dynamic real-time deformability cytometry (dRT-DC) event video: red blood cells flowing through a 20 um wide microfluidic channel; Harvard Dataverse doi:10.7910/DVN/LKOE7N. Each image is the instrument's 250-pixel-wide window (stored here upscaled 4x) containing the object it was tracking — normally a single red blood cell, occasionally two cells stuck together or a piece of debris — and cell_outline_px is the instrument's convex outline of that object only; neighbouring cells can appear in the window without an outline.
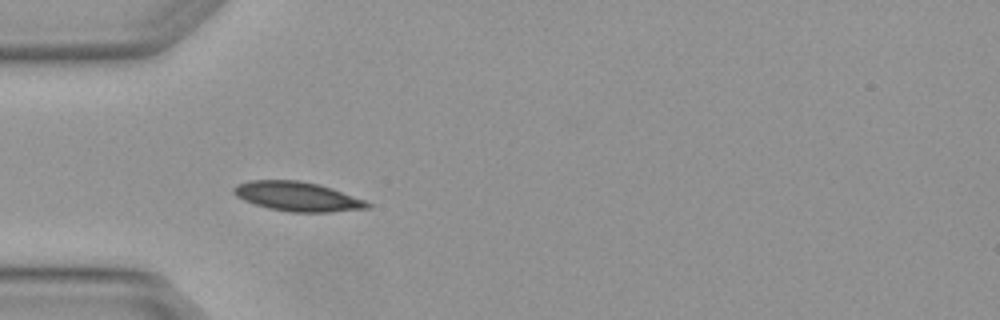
{"species": "Egyptian fruit bat (a non-hibernating species)", "species_latin": "Rousettus aegyptiacus", "temperature_condition": "warm", "stored_images_in_passage": 6, "camera_frame_rate_fps": 3000, "um_per_image_px": 0.085, "animal": {"sex": "female"}, "frame": {"image": 1, "passage_image": 5, "time_ms": 1.333, "image_size_px": [1000, 320], "cell_outline_px": [[372, 204], [368, 208], [332, 212], [288, 212], [268, 208], [244, 200], [236, 196], [232, 192], [232, 188], [236, 184], [252, 180], [300, 180], [320, 184], [332, 188], [364, 200]], "centroid_in_image_um": [25.26, 16.7], "position_along_channel_um": 59.7, "area_um2": 22.95}}
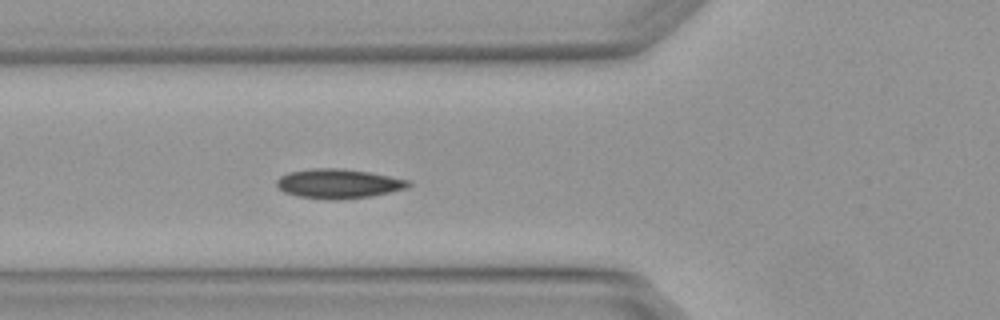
{"frame": {"image": 2, "passage_image": 6, "time_ms": 1.667, "image_size_px": [1000, 320], "cell_outline_px": [[412, 184], [404, 188], [388, 192], [368, 196], [340, 200], [336, 200], [296, 196], [284, 192], [276, 184], [276, 180], [280, 176], [288, 172], [312, 168], [344, 168], [368, 172], [408, 180]], "centroid_in_image_um": [28.7, 15.6], "position_along_channel_um": 97.1, "area_um2": 22.37}}